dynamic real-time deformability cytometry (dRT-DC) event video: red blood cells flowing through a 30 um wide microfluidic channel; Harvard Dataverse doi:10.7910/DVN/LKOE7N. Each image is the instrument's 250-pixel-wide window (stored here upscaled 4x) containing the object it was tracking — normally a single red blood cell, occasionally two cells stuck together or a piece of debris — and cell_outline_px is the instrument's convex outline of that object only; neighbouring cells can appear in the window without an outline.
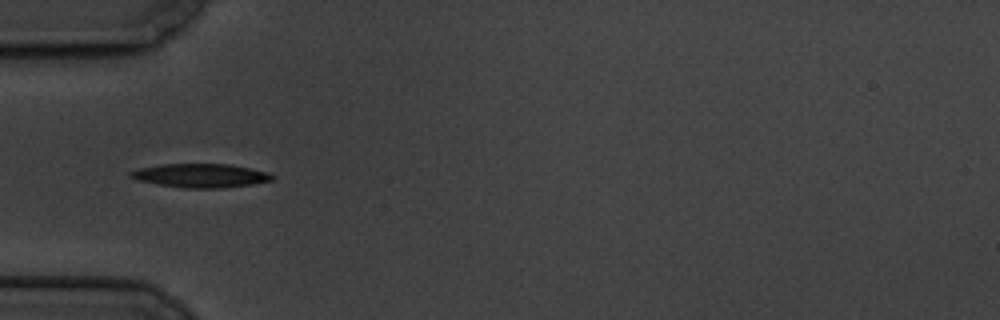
{"species": "common noctule bat (a hibernating species)", "species_latin": "Nyctalus noctula", "temperature_condition": "cold", "stored_images_in_passage": 7, "camera_frame_rate_fps": 3000, "um_per_image_px": 0.085, "animal": {"sex": "male", "body_mass_g": 19.5, "forearm_length_mm": 54.6}, "frame": {"image": 1, "passage_image": 6, "time_ms": 5.667, "image_size_px": [1000, 320], "cell_outline_px": [[276, 176], [272, 180], [252, 184], [220, 188], [184, 188], [136, 180], [128, 176], [128, 172], [140, 168], [160, 164], [232, 164], [268, 172]], "centroid_in_image_um": [17.05, 14.92], "position_along_channel_um": 67.9, "area_um2": 19.65}}
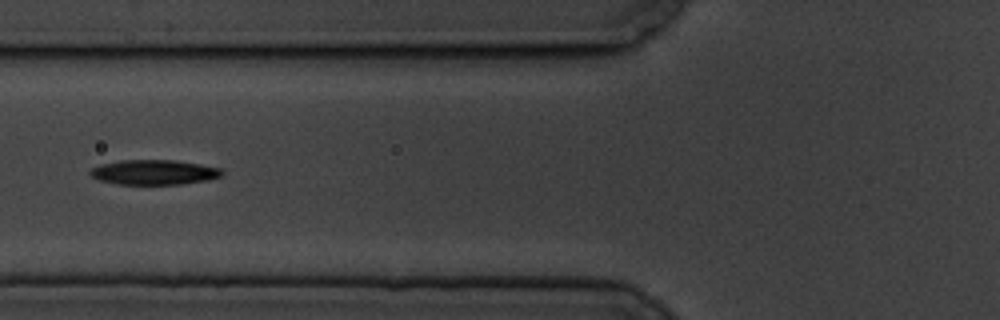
{"frame": {"image": 2, "passage_image": 7, "time_ms": 7.0, "image_size_px": [1000, 320], "cell_outline_px": [[224, 172], [220, 176], [208, 180], [180, 184], [116, 184], [100, 180], [92, 176], [88, 172], [92, 168], [100, 164], [120, 160], [172, 160], [200, 164], [224, 168]], "centroid_in_image_um": [13.11, 14.63], "position_along_channel_um": 112.7, "area_um2": 19.13}}